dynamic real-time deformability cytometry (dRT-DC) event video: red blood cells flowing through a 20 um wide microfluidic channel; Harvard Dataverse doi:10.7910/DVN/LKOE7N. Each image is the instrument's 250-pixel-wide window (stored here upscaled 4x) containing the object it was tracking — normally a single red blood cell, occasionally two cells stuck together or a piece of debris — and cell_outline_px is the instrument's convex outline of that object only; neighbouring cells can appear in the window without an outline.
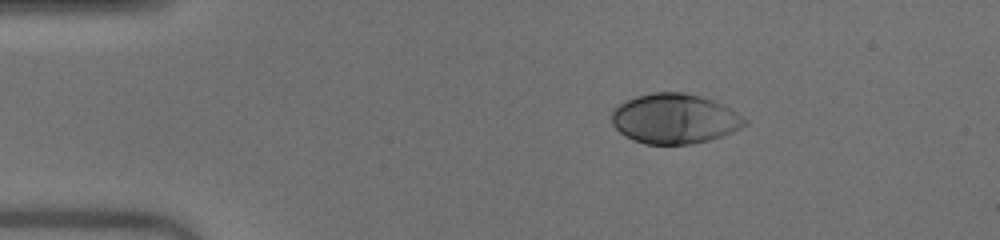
{"species": "human", "species_latin": "Homo sapiens", "temperature_condition": "warm", "stored_images_in_passage": 43, "camera_frame_rate_fps": 3000, "um_per_image_px": 0.085, "donor": {"sex": "male"}, "frame": {"image": 1, "passage_image": 1, "time_ms": 0.0, "image_size_px": [1000, 240], "cell_outline_px": [[748, 124], [732, 132], [712, 140], [692, 144], [644, 144], [632, 140], [620, 132], [612, 124], [612, 108], [636, 96], [652, 92], [684, 92], [700, 96], [724, 104], [732, 108], [748, 120]], "centroid_in_image_um": [57.37, 10.09], "position_along_channel_um": 27.6, "area_um2": 39.07}}
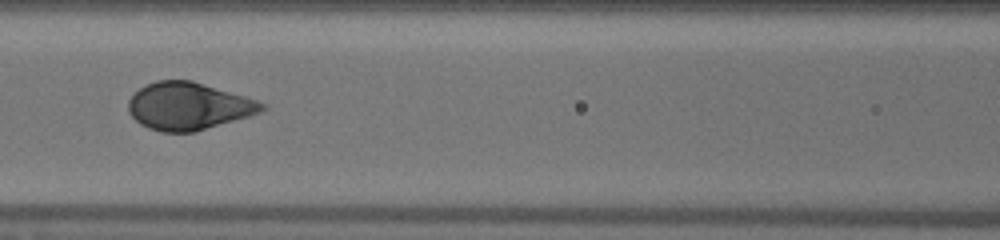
{"frame": {"image": 2, "passage_image": 15, "time_ms": 4.667, "image_size_px": [1000, 240], "cell_outline_px": [[268, 108], [260, 112], [248, 116], [196, 132], [160, 132], [148, 128], [140, 124], [128, 112], [128, 100], [144, 84], [156, 80], [192, 80], [244, 96], [268, 104]], "centroid_in_image_um": [16.01, 9.02], "position_along_channel_um": 150.6, "area_um2": 36.99}}
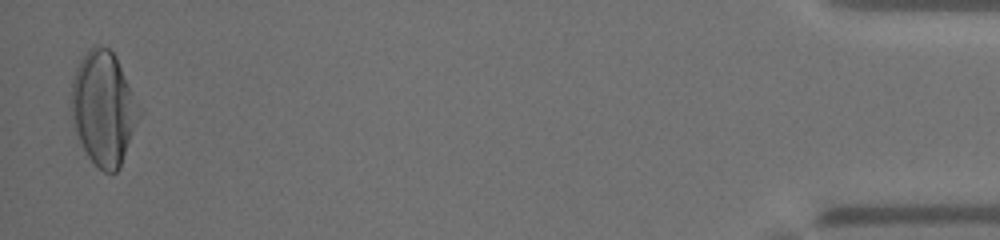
{"frame": {"image": 3, "passage_image": 42, "time_ms": 13.667, "image_size_px": [1000, 240], "cell_outline_px": [[140, 116], [120, 168], [116, 172], [104, 172], [88, 156], [72, 124], [68, 100], [72, 80], [76, 68], [84, 52], [92, 44], [108, 48], [116, 56], [140, 108]], "centroid_in_image_um": [8.76, 9.17], "position_along_channel_um": 426.4, "area_um2": 45.2}, "authors_computed_cell_mechanics": {"area_um2": 38.8994, "velocity_mm_per_s": 4.0543, "shape_relaxation_time_tau1_ms": 2.4691, "shape_relaxation_time_tau2_ms": null, "deformation_change_tau1": 0.1821, "deformation_change_tau2": null}}